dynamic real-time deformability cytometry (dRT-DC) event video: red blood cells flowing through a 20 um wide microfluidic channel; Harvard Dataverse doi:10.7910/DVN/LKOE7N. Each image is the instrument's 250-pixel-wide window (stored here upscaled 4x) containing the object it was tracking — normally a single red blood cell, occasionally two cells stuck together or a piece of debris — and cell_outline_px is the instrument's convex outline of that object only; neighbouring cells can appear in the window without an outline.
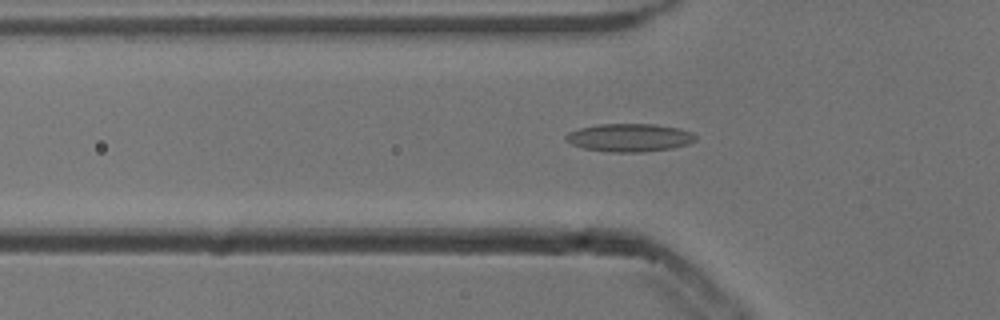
{"species": "common noctule bat (a hibernating species)", "species_latin": "Nyctalus noctula", "temperature_condition": "cold", "stored_images_in_passage": 55, "segment_of_instrument_passage": [1, 2], "camera_frame_rate_fps": 3000, "um_per_image_px": 0.085, "animal": {"sex": "male", "body_mass_g": 13.3}, "frame": {"image": 1, "passage_image": 18, "time_ms": 5.667, "image_size_px": [1000, 320], "cell_outline_px": [[696, 140], [688, 144], [672, 148], [640, 152], [608, 152], [584, 148], [572, 144], [564, 140], [564, 136], [568, 132], [580, 128], [596, 124], [656, 124], [680, 128], [692, 132], [696, 136]], "centroid_in_image_um": [53.5, 11.69], "position_along_channel_um": 72.3, "area_um2": 21.33}}
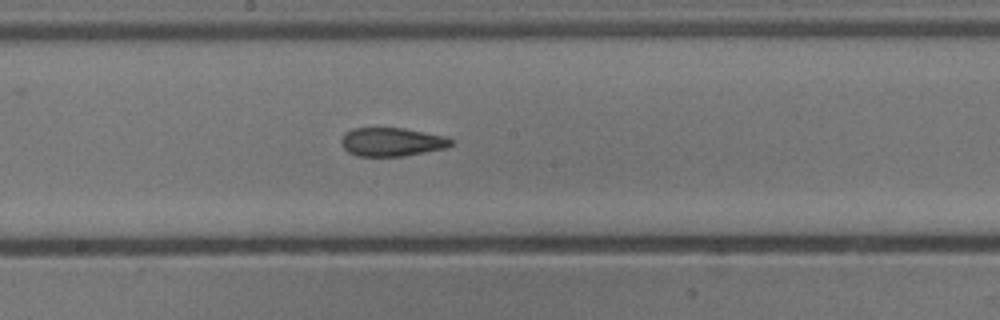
{"frame": {"image": 2, "passage_image": 29, "time_ms": 9.333, "image_size_px": [1000, 320], "cell_outline_px": [[456, 140], [452, 144], [444, 148], [404, 156], [356, 156], [348, 152], [340, 144], [340, 140], [344, 132], [352, 128], [404, 128], [444, 136]], "centroid_in_image_um": [33.26, 12.06], "position_along_channel_um": 214.9, "area_um2": 18.38}}
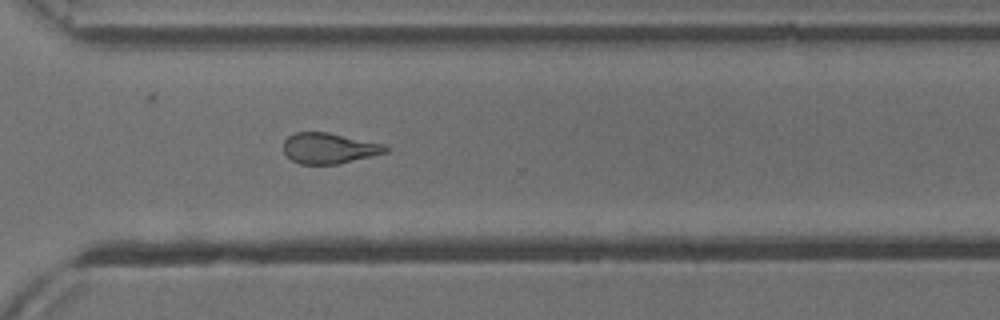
{"frame": {"image": 3, "passage_image": 39, "time_ms": 12.667, "image_size_px": [1000, 320], "cell_outline_px": [[388, 152], [336, 164], [300, 164], [292, 160], [284, 152], [284, 140], [288, 136], [296, 132], [328, 132], [384, 144], [388, 148]], "centroid_in_image_um": [27.96, 12.59], "position_along_channel_um": 342.6, "area_um2": 18.09}}